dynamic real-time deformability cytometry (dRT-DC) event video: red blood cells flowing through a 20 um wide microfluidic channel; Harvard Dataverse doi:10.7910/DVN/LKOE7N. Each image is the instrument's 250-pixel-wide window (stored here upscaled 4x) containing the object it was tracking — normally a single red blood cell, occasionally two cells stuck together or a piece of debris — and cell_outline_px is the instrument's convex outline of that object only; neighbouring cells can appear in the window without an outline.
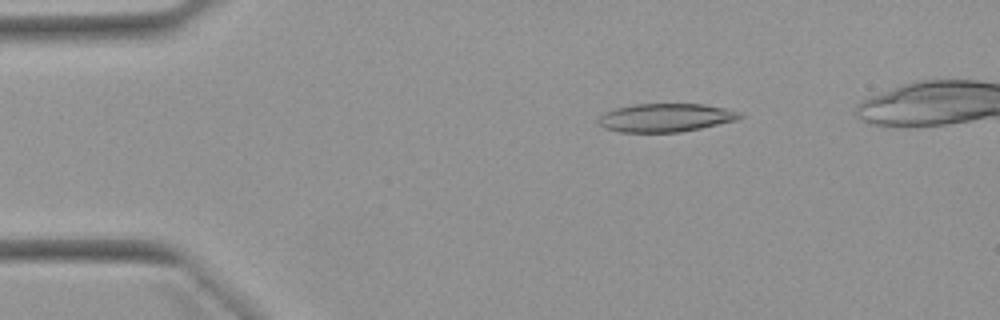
{"species": "Egyptian fruit bat (a non-hibernating species)", "species_latin": "Rousettus aegyptiacus", "temperature_condition": "warm", "stored_images_in_passage": 48, "camera_frame_rate_fps": 3000, "um_per_image_px": 0.085, "animal": {"sex": "female"}, "frame": {"image": 1, "passage_image": 9, "time_ms": 2.667, "image_size_px": [1000, 320], "cell_outline_px": [[744, 116], [736, 120], [700, 128], [680, 132], [620, 132], [604, 128], [596, 120], [604, 112], [616, 108], [632, 104], [704, 104], [724, 108], [736, 112]], "centroid_in_image_um": [56.52, 10.0], "position_along_channel_um": 28.5, "area_um2": 23.24}}
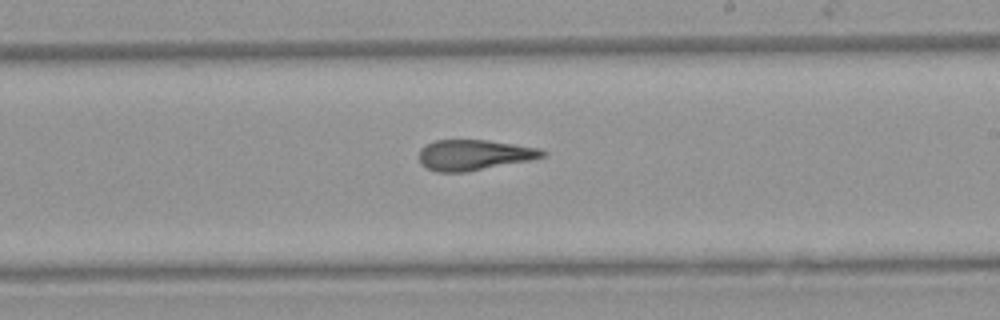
{"frame": {"image": 2, "passage_image": 30, "time_ms": 9.667, "image_size_px": [1000, 320], "cell_outline_px": [[548, 152], [544, 156], [528, 160], [464, 172], [436, 172], [420, 164], [420, 148], [436, 140], [488, 140], [540, 148]], "centroid_in_image_um": [40.28, 13.16], "position_along_channel_um": 248.7, "area_um2": 21.68}}
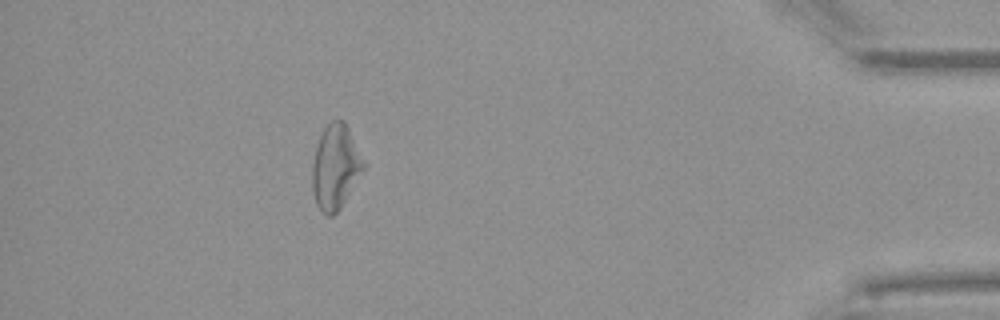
{"frame": {"image": 3, "passage_image": 46, "time_ms": 15.0, "image_size_px": [1000, 320], "cell_outline_px": [[368, 164], [340, 208], [332, 216], [328, 216], [316, 204], [312, 188], [312, 164], [316, 148], [320, 136], [324, 128], [332, 120], [344, 120]], "centroid_in_image_um": [28.55, 14.17], "position_along_channel_um": 406.7, "area_um2": 25.37}, "authors_computed_cell_mechanics": {"area_um2": 23.3512, "velocity_mm_per_s": 3.9598, "shape_relaxation_time_tau1_ms": null, "shape_relaxation_time_tau2_ms": 3.2769, "deformation_change_tau1": null, "deformation_change_tau2": 0.1446}}